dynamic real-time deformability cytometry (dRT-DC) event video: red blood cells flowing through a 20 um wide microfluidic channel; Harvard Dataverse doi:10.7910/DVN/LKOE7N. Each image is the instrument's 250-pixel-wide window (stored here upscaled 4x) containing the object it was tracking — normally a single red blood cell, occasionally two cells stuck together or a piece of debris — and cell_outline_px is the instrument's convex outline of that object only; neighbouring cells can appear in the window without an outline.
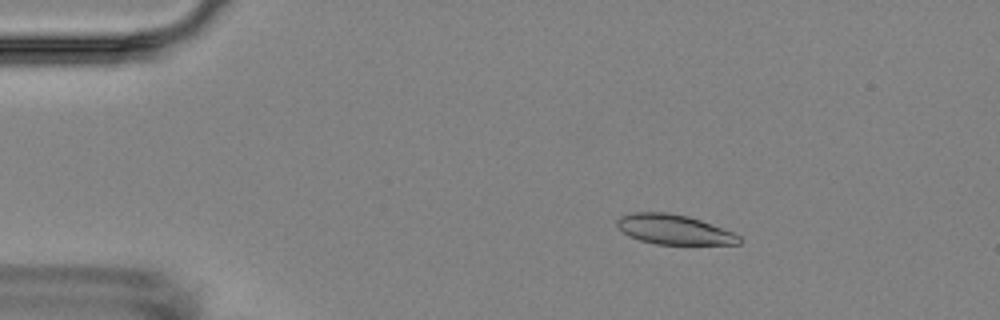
{"species": "Egyptian fruit bat (a non-hibernating species)", "species_latin": "Rousettus aegyptiacus", "temperature_condition": "room temperature", "stored_images_in_passage": 5, "camera_frame_rate_fps": 3000, "um_per_image_px": 0.085, "animal": {"sex": "female"}, "frame": {"image": 1, "passage_image": 3, "time_ms": 2.333, "image_size_px": [1000, 320], "cell_outline_px": [[740, 244], [656, 244], [640, 240], [628, 236], [616, 224], [616, 220], [620, 216], [632, 212], [668, 212], [688, 216], [700, 220], [732, 232], [740, 236]], "centroid_in_image_um": [57.25, 19.5], "position_along_channel_um": 27.8, "area_um2": 21.04}}